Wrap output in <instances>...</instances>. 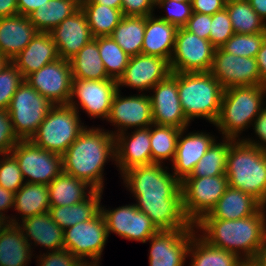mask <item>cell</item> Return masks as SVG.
<instances>
[{
  "mask_svg": "<svg viewBox=\"0 0 266 266\" xmlns=\"http://www.w3.org/2000/svg\"><path fill=\"white\" fill-rule=\"evenodd\" d=\"M165 168V169H164ZM162 164L152 163L125 171L123 183L136 198V206L158 230L190 229L182 206L181 182Z\"/></svg>",
  "mask_w": 266,
  "mask_h": 266,
  "instance_id": "6da1fadb",
  "label": "cell"
},
{
  "mask_svg": "<svg viewBox=\"0 0 266 266\" xmlns=\"http://www.w3.org/2000/svg\"><path fill=\"white\" fill-rule=\"evenodd\" d=\"M266 206L254 215L236 220L201 219L196 223L199 236L213 247L237 254L253 262L266 239ZM242 253V254H241Z\"/></svg>",
  "mask_w": 266,
  "mask_h": 266,
  "instance_id": "7a4b0ae2",
  "label": "cell"
},
{
  "mask_svg": "<svg viewBox=\"0 0 266 266\" xmlns=\"http://www.w3.org/2000/svg\"><path fill=\"white\" fill-rule=\"evenodd\" d=\"M87 127L62 155L63 172L88 183L98 191L104 189V165L115 161V138L111 131Z\"/></svg>",
  "mask_w": 266,
  "mask_h": 266,
  "instance_id": "3957f363",
  "label": "cell"
},
{
  "mask_svg": "<svg viewBox=\"0 0 266 266\" xmlns=\"http://www.w3.org/2000/svg\"><path fill=\"white\" fill-rule=\"evenodd\" d=\"M229 187L252 195L266 206V152L241 140L228 149L226 172Z\"/></svg>",
  "mask_w": 266,
  "mask_h": 266,
  "instance_id": "277c9868",
  "label": "cell"
},
{
  "mask_svg": "<svg viewBox=\"0 0 266 266\" xmlns=\"http://www.w3.org/2000/svg\"><path fill=\"white\" fill-rule=\"evenodd\" d=\"M224 88L210 72H178V94L186 120L217 121Z\"/></svg>",
  "mask_w": 266,
  "mask_h": 266,
  "instance_id": "5b68a950",
  "label": "cell"
},
{
  "mask_svg": "<svg viewBox=\"0 0 266 266\" xmlns=\"http://www.w3.org/2000/svg\"><path fill=\"white\" fill-rule=\"evenodd\" d=\"M265 96L266 87L261 85L224 89L220 114L214 124L223 138L241 140L239 135L253 124L265 107Z\"/></svg>",
  "mask_w": 266,
  "mask_h": 266,
  "instance_id": "8992f818",
  "label": "cell"
},
{
  "mask_svg": "<svg viewBox=\"0 0 266 266\" xmlns=\"http://www.w3.org/2000/svg\"><path fill=\"white\" fill-rule=\"evenodd\" d=\"M80 120L79 113L69 104L53 105L30 141L44 150L63 155L87 127Z\"/></svg>",
  "mask_w": 266,
  "mask_h": 266,
  "instance_id": "52a82bcc",
  "label": "cell"
},
{
  "mask_svg": "<svg viewBox=\"0 0 266 266\" xmlns=\"http://www.w3.org/2000/svg\"><path fill=\"white\" fill-rule=\"evenodd\" d=\"M52 106V102L24 80L14 93L7 109L18 139L30 140Z\"/></svg>",
  "mask_w": 266,
  "mask_h": 266,
  "instance_id": "ba28073f",
  "label": "cell"
},
{
  "mask_svg": "<svg viewBox=\"0 0 266 266\" xmlns=\"http://www.w3.org/2000/svg\"><path fill=\"white\" fill-rule=\"evenodd\" d=\"M228 187L225 175L187 177L181 182L183 211L191 225L214 209Z\"/></svg>",
  "mask_w": 266,
  "mask_h": 266,
  "instance_id": "9c48e42d",
  "label": "cell"
},
{
  "mask_svg": "<svg viewBox=\"0 0 266 266\" xmlns=\"http://www.w3.org/2000/svg\"><path fill=\"white\" fill-rule=\"evenodd\" d=\"M10 153L27 183L48 185L63 172L62 155L44 150L30 140H20Z\"/></svg>",
  "mask_w": 266,
  "mask_h": 266,
  "instance_id": "30bf717a",
  "label": "cell"
},
{
  "mask_svg": "<svg viewBox=\"0 0 266 266\" xmlns=\"http://www.w3.org/2000/svg\"><path fill=\"white\" fill-rule=\"evenodd\" d=\"M108 237L105 219L99 212L91 220L80 222L64 230V249L80 261L89 259L100 263Z\"/></svg>",
  "mask_w": 266,
  "mask_h": 266,
  "instance_id": "8fae6325",
  "label": "cell"
},
{
  "mask_svg": "<svg viewBox=\"0 0 266 266\" xmlns=\"http://www.w3.org/2000/svg\"><path fill=\"white\" fill-rule=\"evenodd\" d=\"M215 49L209 40L178 28L169 62L171 72H210Z\"/></svg>",
  "mask_w": 266,
  "mask_h": 266,
  "instance_id": "7c38bea8",
  "label": "cell"
},
{
  "mask_svg": "<svg viewBox=\"0 0 266 266\" xmlns=\"http://www.w3.org/2000/svg\"><path fill=\"white\" fill-rule=\"evenodd\" d=\"M24 80L53 105L69 104L73 81L69 60L59 58L31 73Z\"/></svg>",
  "mask_w": 266,
  "mask_h": 266,
  "instance_id": "4fadbf2b",
  "label": "cell"
},
{
  "mask_svg": "<svg viewBox=\"0 0 266 266\" xmlns=\"http://www.w3.org/2000/svg\"><path fill=\"white\" fill-rule=\"evenodd\" d=\"M117 90V81L114 79H73L69 105L77 112H79L78 106L80 105V108L91 118L107 119L113 96ZM75 98L78 101H74Z\"/></svg>",
  "mask_w": 266,
  "mask_h": 266,
  "instance_id": "5bb4252c",
  "label": "cell"
},
{
  "mask_svg": "<svg viewBox=\"0 0 266 266\" xmlns=\"http://www.w3.org/2000/svg\"><path fill=\"white\" fill-rule=\"evenodd\" d=\"M210 73L224 89L261 85L255 58L236 56L225 52L222 48L215 49Z\"/></svg>",
  "mask_w": 266,
  "mask_h": 266,
  "instance_id": "9a60e30c",
  "label": "cell"
},
{
  "mask_svg": "<svg viewBox=\"0 0 266 266\" xmlns=\"http://www.w3.org/2000/svg\"><path fill=\"white\" fill-rule=\"evenodd\" d=\"M104 207L100 205V212L105 219L108 236L112 232L128 240L146 243L158 231L151 219L135 203L112 210Z\"/></svg>",
  "mask_w": 266,
  "mask_h": 266,
  "instance_id": "2e32d148",
  "label": "cell"
},
{
  "mask_svg": "<svg viewBox=\"0 0 266 266\" xmlns=\"http://www.w3.org/2000/svg\"><path fill=\"white\" fill-rule=\"evenodd\" d=\"M150 96L153 124L184 129L190 126L186 120L178 94V72H171L156 84Z\"/></svg>",
  "mask_w": 266,
  "mask_h": 266,
  "instance_id": "e0dca14e",
  "label": "cell"
},
{
  "mask_svg": "<svg viewBox=\"0 0 266 266\" xmlns=\"http://www.w3.org/2000/svg\"><path fill=\"white\" fill-rule=\"evenodd\" d=\"M107 120L118 129L111 132L113 136L128 131L130 127L140 129L151 126L153 117L149 95L142 93L123 97L118 89L113 96Z\"/></svg>",
  "mask_w": 266,
  "mask_h": 266,
  "instance_id": "ac0fdd59",
  "label": "cell"
},
{
  "mask_svg": "<svg viewBox=\"0 0 266 266\" xmlns=\"http://www.w3.org/2000/svg\"><path fill=\"white\" fill-rule=\"evenodd\" d=\"M194 229L158 230L149 239V266H184Z\"/></svg>",
  "mask_w": 266,
  "mask_h": 266,
  "instance_id": "d6986e66",
  "label": "cell"
},
{
  "mask_svg": "<svg viewBox=\"0 0 266 266\" xmlns=\"http://www.w3.org/2000/svg\"><path fill=\"white\" fill-rule=\"evenodd\" d=\"M171 73L169 62L158 56H130L124 74L117 81L118 89L128 86L139 91L151 90Z\"/></svg>",
  "mask_w": 266,
  "mask_h": 266,
  "instance_id": "ffe728a7",
  "label": "cell"
},
{
  "mask_svg": "<svg viewBox=\"0 0 266 266\" xmlns=\"http://www.w3.org/2000/svg\"><path fill=\"white\" fill-rule=\"evenodd\" d=\"M114 138L115 164L121 175L130 168L152 164L150 126L136 129L131 135L121 132Z\"/></svg>",
  "mask_w": 266,
  "mask_h": 266,
  "instance_id": "44dd1931",
  "label": "cell"
},
{
  "mask_svg": "<svg viewBox=\"0 0 266 266\" xmlns=\"http://www.w3.org/2000/svg\"><path fill=\"white\" fill-rule=\"evenodd\" d=\"M50 35L56 45L59 58L70 60L94 37L81 8L65 18Z\"/></svg>",
  "mask_w": 266,
  "mask_h": 266,
  "instance_id": "7402d4cb",
  "label": "cell"
},
{
  "mask_svg": "<svg viewBox=\"0 0 266 266\" xmlns=\"http://www.w3.org/2000/svg\"><path fill=\"white\" fill-rule=\"evenodd\" d=\"M187 129L184 128L180 131L176 154L172 162L173 174L180 182L193 173L198 161L215 141V136L212 135V137L211 134L209 135L206 132L198 131L185 135Z\"/></svg>",
  "mask_w": 266,
  "mask_h": 266,
  "instance_id": "603a6c76",
  "label": "cell"
},
{
  "mask_svg": "<svg viewBox=\"0 0 266 266\" xmlns=\"http://www.w3.org/2000/svg\"><path fill=\"white\" fill-rule=\"evenodd\" d=\"M17 220L13 218L8 223L17 224L21 228L30 247L32 245L30 242L33 240V245L50 249L47 251L64 249V230L53 221L49 212L28 217L22 222Z\"/></svg>",
  "mask_w": 266,
  "mask_h": 266,
  "instance_id": "cb8c5ba5",
  "label": "cell"
},
{
  "mask_svg": "<svg viewBox=\"0 0 266 266\" xmlns=\"http://www.w3.org/2000/svg\"><path fill=\"white\" fill-rule=\"evenodd\" d=\"M37 33L28 16L0 18V53L12 61Z\"/></svg>",
  "mask_w": 266,
  "mask_h": 266,
  "instance_id": "d4e9b609",
  "label": "cell"
},
{
  "mask_svg": "<svg viewBox=\"0 0 266 266\" xmlns=\"http://www.w3.org/2000/svg\"><path fill=\"white\" fill-rule=\"evenodd\" d=\"M59 59L50 33L38 32L29 44L11 61L25 79L46 64Z\"/></svg>",
  "mask_w": 266,
  "mask_h": 266,
  "instance_id": "484cf974",
  "label": "cell"
},
{
  "mask_svg": "<svg viewBox=\"0 0 266 266\" xmlns=\"http://www.w3.org/2000/svg\"><path fill=\"white\" fill-rule=\"evenodd\" d=\"M177 27L153 15L146 17L142 54L158 56L170 62Z\"/></svg>",
  "mask_w": 266,
  "mask_h": 266,
  "instance_id": "4316f807",
  "label": "cell"
},
{
  "mask_svg": "<svg viewBox=\"0 0 266 266\" xmlns=\"http://www.w3.org/2000/svg\"><path fill=\"white\" fill-rule=\"evenodd\" d=\"M262 206L252 195L228 187L214 209L202 219H241L254 215Z\"/></svg>",
  "mask_w": 266,
  "mask_h": 266,
  "instance_id": "83f0119b",
  "label": "cell"
},
{
  "mask_svg": "<svg viewBox=\"0 0 266 266\" xmlns=\"http://www.w3.org/2000/svg\"><path fill=\"white\" fill-rule=\"evenodd\" d=\"M31 248L17 224L7 223L0 230V266H27Z\"/></svg>",
  "mask_w": 266,
  "mask_h": 266,
  "instance_id": "f1b7e54d",
  "label": "cell"
},
{
  "mask_svg": "<svg viewBox=\"0 0 266 266\" xmlns=\"http://www.w3.org/2000/svg\"><path fill=\"white\" fill-rule=\"evenodd\" d=\"M102 191L95 190L91 195L73 205L50 206L49 213L53 221L63 230L80 222L94 218L100 212Z\"/></svg>",
  "mask_w": 266,
  "mask_h": 266,
  "instance_id": "f546056e",
  "label": "cell"
},
{
  "mask_svg": "<svg viewBox=\"0 0 266 266\" xmlns=\"http://www.w3.org/2000/svg\"><path fill=\"white\" fill-rule=\"evenodd\" d=\"M48 189L50 206L77 204L87 199L95 191L85 181L64 172L48 184Z\"/></svg>",
  "mask_w": 266,
  "mask_h": 266,
  "instance_id": "4dcf8cb0",
  "label": "cell"
},
{
  "mask_svg": "<svg viewBox=\"0 0 266 266\" xmlns=\"http://www.w3.org/2000/svg\"><path fill=\"white\" fill-rule=\"evenodd\" d=\"M190 266H242L245 261L237 254L211 246L197 233L192 237L187 257Z\"/></svg>",
  "mask_w": 266,
  "mask_h": 266,
  "instance_id": "1f68e13d",
  "label": "cell"
},
{
  "mask_svg": "<svg viewBox=\"0 0 266 266\" xmlns=\"http://www.w3.org/2000/svg\"><path fill=\"white\" fill-rule=\"evenodd\" d=\"M78 0H49L28 15L38 32L50 33L65 18L70 17L80 9Z\"/></svg>",
  "mask_w": 266,
  "mask_h": 266,
  "instance_id": "d6a6232c",
  "label": "cell"
},
{
  "mask_svg": "<svg viewBox=\"0 0 266 266\" xmlns=\"http://www.w3.org/2000/svg\"><path fill=\"white\" fill-rule=\"evenodd\" d=\"M73 79L108 80L111 79L100 58L98 42L92 39L69 60Z\"/></svg>",
  "mask_w": 266,
  "mask_h": 266,
  "instance_id": "836d02e7",
  "label": "cell"
},
{
  "mask_svg": "<svg viewBox=\"0 0 266 266\" xmlns=\"http://www.w3.org/2000/svg\"><path fill=\"white\" fill-rule=\"evenodd\" d=\"M13 208L20 213L22 221L28 217L49 212L48 185L25 182L15 193Z\"/></svg>",
  "mask_w": 266,
  "mask_h": 266,
  "instance_id": "e575fe53",
  "label": "cell"
},
{
  "mask_svg": "<svg viewBox=\"0 0 266 266\" xmlns=\"http://www.w3.org/2000/svg\"><path fill=\"white\" fill-rule=\"evenodd\" d=\"M80 8L94 38L110 36L123 17L121 10L93 3L91 0L82 1Z\"/></svg>",
  "mask_w": 266,
  "mask_h": 266,
  "instance_id": "d590c367",
  "label": "cell"
},
{
  "mask_svg": "<svg viewBox=\"0 0 266 266\" xmlns=\"http://www.w3.org/2000/svg\"><path fill=\"white\" fill-rule=\"evenodd\" d=\"M146 17L123 16L110 35L129 56L141 54Z\"/></svg>",
  "mask_w": 266,
  "mask_h": 266,
  "instance_id": "8d00e7d4",
  "label": "cell"
},
{
  "mask_svg": "<svg viewBox=\"0 0 266 266\" xmlns=\"http://www.w3.org/2000/svg\"><path fill=\"white\" fill-rule=\"evenodd\" d=\"M225 8L236 34L266 32V22L253 10L247 0H227Z\"/></svg>",
  "mask_w": 266,
  "mask_h": 266,
  "instance_id": "74e56055",
  "label": "cell"
},
{
  "mask_svg": "<svg viewBox=\"0 0 266 266\" xmlns=\"http://www.w3.org/2000/svg\"><path fill=\"white\" fill-rule=\"evenodd\" d=\"M180 131L181 129L171 126H150L152 163L162 164L163 160L173 162Z\"/></svg>",
  "mask_w": 266,
  "mask_h": 266,
  "instance_id": "f35d334b",
  "label": "cell"
},
{
  "mask_svg": "<svg viewBox=\"0 0 266 266\" xmlns=\"http://www.w3.org/2000/svg\"><path fill=\"white\" fill-rule=\"evenodd\" d=\"M233 141L231 138H223V141L220 143L215 140L204 156L198 161L193 173L189 177L202 178L225 175L228 149Z\"/></svg>",
  "mask_w": 266,
  "mask_h": 266,
  "instance_id": "ab89813d",
  "label": "cell"
},
{
  "mask_svg": "<svg viewBox=\"0 0 266 266\" xmlns=\"http://www.w3.org/2000/svg\"><path fill=\"white\" fill-rule=\"evenodd\" d=\"M98 50L107 75L116 81L124 74L130 56L115 42L111 36H98Z\"/></svg>",
  "mask_w": 266,
  "mask_h": 266,
  "instance_id": "60d3db41",
  "label": "cell"
},
{
  "mask_svg": "<svg viewBox=\"0 0 266 266\" xmlns=\"http://www.w3.org/2000/svg\"><path fill=\"white\" fill-rule=\"evenodd\" d=\"M266 39V32L255 34L234 33L221 47L225 52L236 56L255 58Z\"/></svg>",
  "mask_w": 266,
  "mask_h": 266,
  "instance_id": "b9f144b4",
  "label": "cell"
},
{
  "mask_svg": "<svg viewBox=\"0 0 266 266\" xmlns=\"http://www.w3.org/2000/svg\"><path fill=\"white\" fill-rule=\"evenodd\" d=\"M24 78L10 61L0 72V109L7 110L12 97Z\"/></svg>",
  "mask_w": 266,
  "mask_h": 266,
  "instance_id": "7bdbcfd3",
  "label": "cell"
},
{
  "mask_svg": "<svg viewBox=\"0 0 266 266\" xmlns=\"http://www.w3.org/2000/svg\"><path fill=\"white\" fill-rule=\"evenodd\" d=\"M0 156V186L16 193L25 183L18 162L11 153Z\"/></svg>",
  "mask_w": 266,
  "mask_h": 266,
  "instance_id": "ee69618b",
  "label": "cell"
},
{
  "mask_svg": "<svg viewBox=\"0 0 266 266\" xmlns=\"http://www.w3.org/2000/svg\"><path fill=\"white\" fill-rule=\"evenodd\" d=\"M167 10L166 16H159L165 22L175 25L177 28L184 27L193 14L191 2H178L174 0H161L155 7Z\"/></svg>",
  "mask_w": 266,
  "mask_h": 266,
  "instance_id": "f6af8a7d",
  "label": "cell"
},
{
  "mask_svg": "<svg viewBox=\"0 0 266 266\" xmlns=\"http://www.w3.org/2000/svg\"><path fill=\"white\" fill-rule=\"evenodd\" d=\"M234 33L226 8L212 15L209 41L216 49L221 48Z\"/></svg>",
  "mask_w": 266,
  "mask_h": 266,
  "instance_id": "bcb514c9",
  "label": "cell"
},
{
  "mask_svg": "<svg viewBox=\"0 0 266 266\" xmlns=\"http://www.w3.org/2000/svg\"><path fill=\"white\" fill-rule=\"evenodd\" d=\"M19 141L8 111L0 109V154L10 153Z\"/></svg>",
  "mask_w": 266,
  "mask_h": 266,
  "instance_id": "7dc6e473",
  "label": "cell"
},
{
  "mask_svg": "<svg viewBox=\"0 0 266 266\" xmlns=\"http://www.w3.org/2000/svg\"><path fill=\"white\" fill-rule=\"evenodd\" d=\"M79 261L68 250L61 249L40 254L38 264L40 266H76Z\"/></svg>",
  "mask_w": 266,
  "mask_h": 266,
  "instance_id": "c3c4849f",
  "label": "cell"
},
{
  "mask_svg": "<svg viewBox=\"0 0 266 266\" xmlns=\"http://www.w3.org/2000/svg\"><path fill=\"white\" fill-rule=\"evenodd\" d=\"M155 8L151 0H122V14L123 16H138L147 17L155 14Z\"/></svg>",
  "mask_w": 266,
  "mask_h": 266,
  "instance_id": "681fc988",
  "label": "cell"
},
{
  "mask_svg": "<svg viewBox=\"0 0 266 266\" xmlns=\"http://www.w3.org/2000/svg\"><path fill=\"white\" fill-rule=\"evenodd\" d=\"M211 21V15L193 12L184 28L200 38L209 40Z\"/></svg>",
  "mask_w": 266,
  "mask_h": 266,
  "instance_id": "f907efd6",
  "label": "cell"
},
{
  "mask_svg": "<svg viewBox=\"0 0 266 266\" xmlns=\"http://www.w3.org/2000/svg\"><path fill=\"white\" fill-rule=\"evenodd\" d=\"M252 127L257 137L261 141H255L250 138H243L242 140L248 144L254 145L266 152V105L265 108L259 113V115L253 121Z\"/></svg>",
  "mask_w": 266,
  "mask_h": 266,
  "instance_id": "816d5d0a",
  "label": "cell"
},
{
  "mask_svg": "<svg viewBox=\"0 0 266 266\" xmlns=\"http://www.w3.org/2000/svg\"><path fill=\"white\" fill-rule=\"evenodd\" d=\"M227 0H191L194 13L213 15L225 8Z\"/></svg>",
  "mask_w": 266,
  "mask_h": 266,
  "instance_id": "f5cc1de1",
  "label": "cell"
},
{
  "mask_svg": "<svg viewBox=\"0 0 266 266\" xmlns=\"http://www.w3.org/2000/svg\"><path fill=\"white\" fill-rule=\"evenodd\" d=\"M14 197V192L0 186V215H2L6 220L9 219L8 221L12 218H10V216H6L3 212H6L7 209L14 207Z\"/></svg>",
  "mask_w": 266,
  "mask_h": 266,
  "instance_id": "db71d44e",
  "label": "cell"
},
{
  "mask_svg": "<svg viewBox=\"0 0 266 266\" xmlns=\"http://www.w3.org/2000/svg\"><path fill=\"white\" fill-rule=\"evenodd\" d=\"M49 0H17L18 13L23 16H28L39 7L46 5Z\"/></svg>",
  "mask_w": 266,
  "mask_h": 266,
  "instance_id": "11a10c76",
  "label": "cell"
},
{
  "mask_svg": "<svg viewBox=\"0 0 266 266\" xmlns=\"http://www.w3.org/2000/svg\"><path fill=\"white\" fill-rule=\"evenodd\" d=\"M255 59L259 68L261 86L266 87V39L262 43Z\"/></svg>",
  "mask_w": 266,
  "mask_h": 266,
  "instance_id": "9f6ffc18",
  "label": "cell"
},
{
  "mask_svg": "<svg viewBox=\"0 0 266 266\" xmlns=\"http://www.w3.org/2000/svg\"><path fill=\"white\" fill-rule=\"evenodd\" d=\"M17 0H0V18L17 15Z\"/></svg>",
  "mask_w": 266,
  "mask_h": 266,
  "instance_id": "6f0895ef",
  "label": "cell"
},
{
  "mask_svg": "<svg viewBox=\"0 0 266 266\" xmlns=\"http://www.w3.org/2000/svg\"><path fill=\"white\" fill-rule=\"evenodd\" d=\"M253 10L265 21L266 20V0H247Z\"/></svg>",
  "mask_w": 266,
  "mask_h": 266,
  "instance_id": "680465c9",
  "label": "cell"
},
{
  "mask_svg": "<svg viewBox=\"0 0 266 266\" xmlns=\"http://www.w3.org/2000/svg\"><path fill=\"white\" fill-rule=\"evenodd\" d=\"M256 266H266V239L262 247L259 249L258 255L253 261Z\"/></svg>",
  "mask_w": 266,
  "mask_h": 266,
  "instance_id": "91938a15",
  "label": "cell"
},
{
  "mask_svg": "<svg viewBox=\"0 0 266 266\" xmlns=\"http://www.w3.org/2000/svg\"><path fill=\"white\" fill-rule=\"evenodd\" d=\"M93 3L106 5L115 9H122V0H91Z\"/></svg>",
  "mask_w": 266,
  "mask_h": 266,
  "instance_id": "94428289",
  "label": "cell"
},
{
  "mask_svg": "<svg viewBox=\"0 0 266 266\" xmlns=\"http://www.w3.org/2000/svg\"><path fill=\"white\" fill-rule=\"evenodd\" d=\"M76 266H100V265H99V262L86 260V261H79L76 264Z\"/></svg>",
  "mask_w": 266,
  "mask_h": 266,
  "instance_id": "6125c7cd",
  "label": "cell"
},
{
  "mask_svg": "<svg viewBox=\"0 0 266 266\" xmlns=\"http://www.w3.org/2000/svg\"><path fill=\"white\" fill-rule=\"evenodd\" d=\"M10 62V60L0 53V72Z\"/></svg>",
  "mask_w": 266,
  "mask_h": 266,
  "instance_id": "be15d7a7",
  "label": "cell"
},
{
  "mask_svg": "<svg viewBox=\"0 0 266 266\" xmlns=\"http://www.w3.org/2000/svg\"><path fill=\"white\" fill-rule=\"evenodd\" d=\"M8 223V220H6L2 215H0V230Z\"/></svg>",
  "mask_w": 266,
  "mask_h": 266,
  "instance_id": "e7e4bbea",
  "label": "cell"
},
{
  "mask_svg": "<svg viewBox=\"0 0 266 266\" xmlns=\"http://www.w3.org/2000/svg\"><path fill=\"white\" fill-rule=\"evenodd\" d=\"M242 266H256L253 262H245Z\"/></svg>",
  "mask_w": 266,
  "mask_h": 266,
  "instance_id": "03108f58",
  "label": "cell"
},
{
  "mask_svg": "<svg viewBox=\"0 0 266 266\" xmlns=\"http://www.w3.org/2000/svg\"><path fill=\"white\" fill-rule=\"evenodd\" d=\"M174 1H178V2H191V0H174Z\"/></svg>",
  "mask_w": 266,
  "mask_h": 266,
  "instance_id": "003e7915",
  "label": "cell"
},
{
  "mask_svg": "<svg viewBox=\"0 0 266 266\" xmlns=\"http://www.w3.org/2000/svg\"><path fill=\"white\" fill-rule=\"evenodd\" d=\"M151 1L154 3V5H156L161 0H151Z\"/></svg>",
  "mask_w": 266,
  "mask_h": 266,
  "instance_id": "a7ac6f4b",
  "label": "cell"
}]
</instances>
